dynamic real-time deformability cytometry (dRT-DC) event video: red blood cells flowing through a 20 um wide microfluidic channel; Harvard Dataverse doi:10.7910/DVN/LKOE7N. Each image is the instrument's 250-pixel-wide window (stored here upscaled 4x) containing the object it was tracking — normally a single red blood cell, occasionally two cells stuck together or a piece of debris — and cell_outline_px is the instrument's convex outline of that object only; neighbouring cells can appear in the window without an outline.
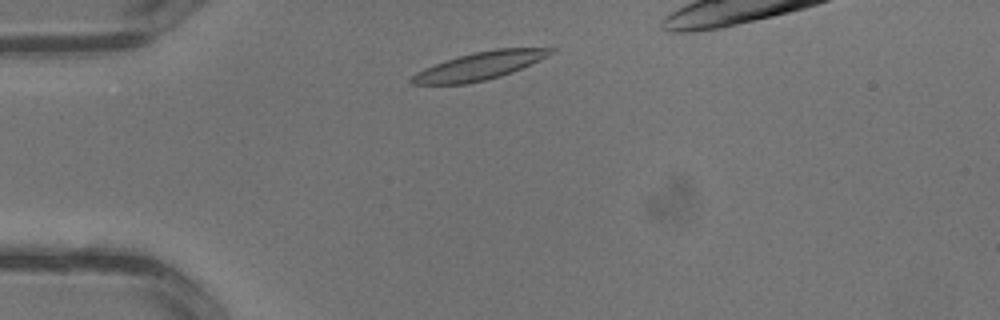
{"species": "common noctule bat (a hibernating species)", "species_latin": "Nyctalus noctula", "temperature_condition": "warm", "stored_images_in_passage": 1, "camera_frame_rate_fps": 3000, "um_per_image_px": 0.085, "animal": {"sex": "male", "body_mass_g": 13.3}, "frame": {"image": 1, "passage_image": 1, "time_ms": 0.0, "image_size_px": [1000, 320], "cell_outline_px": [[556, 52], [548, 56], [512, 72], [500, 76], [468, 84], [412, 84], [408, 80], [416, 72], [424, 68], [460, 56], [476, 52], [496, 48], [556, 48]], "centroid_in_image_um": [40.78, 5.6], "position_along_channel_um": 44.2, "area_um2": 22.2}}